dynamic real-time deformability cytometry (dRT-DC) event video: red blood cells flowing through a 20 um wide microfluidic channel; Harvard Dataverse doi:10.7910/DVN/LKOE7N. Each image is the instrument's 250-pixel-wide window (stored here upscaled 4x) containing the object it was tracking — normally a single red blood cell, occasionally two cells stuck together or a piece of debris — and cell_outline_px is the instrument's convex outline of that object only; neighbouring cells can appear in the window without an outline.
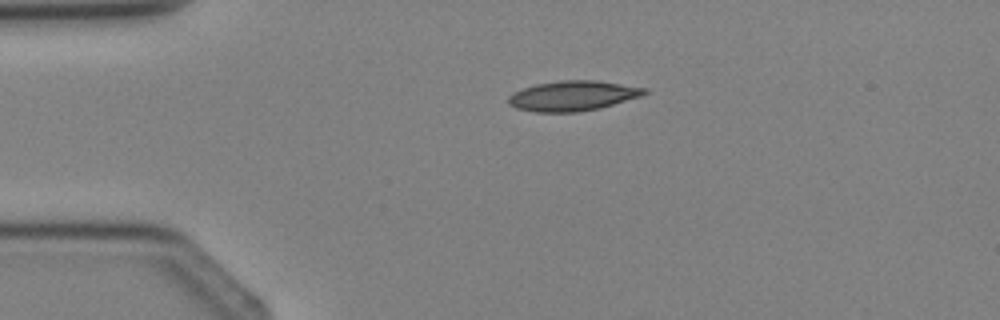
{"species": "Egyptian fruit bat (a non-hibernating species)", "species_latin": "Rousettus aegyptiacus", "temperature_condition": "cold", "stored_images_in_passage": 4, "camera_frame_rate_fps": 3000, "um_per_image_px": 0.085, "animal": {"sex": "female"}, "frame": {"image": 1, "passage_image": 3, "time_ms": 2.333, "image_size_px": [1000, 320], "cell_outline_px": [[648, 92], [644, 96], [600, 108], [576, 112], [536, 112], [516, 108], [508, 104], [508, 96], [524, 88], [536, 84], [560, 80], [596, 80], [648, 88]], "centroid_in_image_um": [48.74, 8.14], "position_along_channel_um": 36.3, "area_um2": 23.93}}
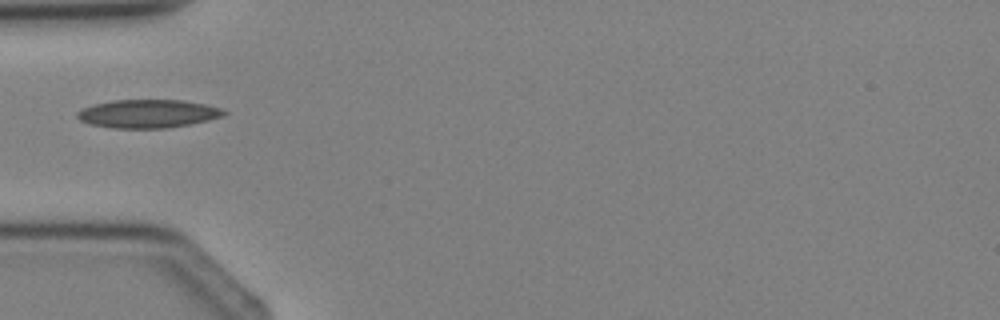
{"frame": {"image": 2, "passage_image": 4, "time_ms": 3.667, "image_size_px": [1000, 320], "cell_outline_px": [[228, 112], [224, 116], [208, 120], [168, 128], [112, 128], [88, 124], [80, 120], [76, 116], [76, 112], [92, 104], [112, 100], [180, 100], [204, 104], [220, 108]], "centroid_in_image_um": [12.54, 9.66], "position_along_channel_um": 72.5, "area_um2": 24.22}}